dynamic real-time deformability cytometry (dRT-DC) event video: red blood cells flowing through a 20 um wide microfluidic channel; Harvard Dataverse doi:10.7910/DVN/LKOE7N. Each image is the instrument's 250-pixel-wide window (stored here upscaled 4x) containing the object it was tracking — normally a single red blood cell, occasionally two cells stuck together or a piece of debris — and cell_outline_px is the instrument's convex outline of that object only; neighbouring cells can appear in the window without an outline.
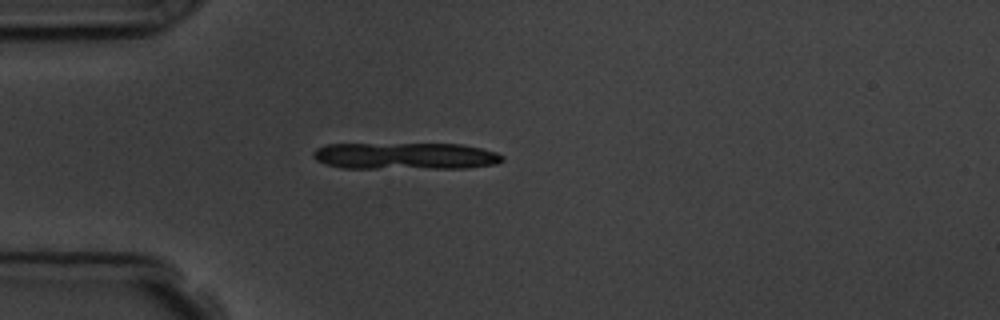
{"species": "common noctule bat (a hibernating species)", "species_latin": "Nyctalus noctula", "temperature_condition": "room temperature", "stored_images_in_passage": 6, "camera_frame_rate_fps": 3000, "um_per_image_px": 0.085, "animal": {"sex": "male", "body_mass_g": 19.5, "forearm_length_mm": 54.6}, "frame": {"image": 1, "passage_image": 4, "time_ms": 3.333, "image_size_px": [1000, 320], "cell_outline_px": [[504, 160], [496, 164], [468, 168], [340, 168], [324, 164], [316, 160], [312, 156], [312, 152], [316, 148], [324, 144], [460, 144], [480, 148], [496, 152], [504, 156]], "centroid_in_image_um": [34.42, 13.26], "position_along_channel_um": 50.6, "area_um2": 29.82}}